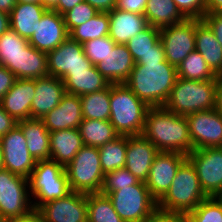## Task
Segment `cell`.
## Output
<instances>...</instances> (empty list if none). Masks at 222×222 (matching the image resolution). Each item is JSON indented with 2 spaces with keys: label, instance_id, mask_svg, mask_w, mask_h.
Returning a JSON list of instances; mask_svg holds the SVG:
<instances>
[{
  "label": "cell",
  "instance_id": "obj_1",
  "mask_svg": "<svg viewBox=\"0 0 222 222\" xmlns=\"http://www.w3.org/2000/svg\"><path fill=\"white\" fill-rule=\"evenodd\" d=\"M142 135L159 152H178L187 156L193 151L186 117L169 112L164 106L148 109Z\"/></svg>",
  "mask_w": 222,
  "mask_h": 222
},
{
  "label": "cell",
  "instance_id": "obj_2",
  "mask_svg": "<svg viewBox=\"0 0 222 222\" xmlns=\"http://www.w3.org/2000/svg\"><path fill=\"white\" fill-rule=\"evenodd\" d=\"M177 78V67L168 61L135 63L124 84L149 107H160L167 102Z\"/></svg>",
  "mask_w": 222,
  "mask_h": 222
},
{
  "label": "cell",
  "instance_id": "obj_3",
  "mask_svg": "<svg viewBox=\"0 0 222 222\" xmlns=\"http://www.w3.org/2000/svg\"><path fill=\"white\" fill-rule=\"evenodd\" d=\"M149 108L124 83L111 84L109 121L120 136L142 135Z\"/></svg>",
  "mask_w": 222,
  "mask_h": 222
},
{
  "label": "cell",
  "instance_id": "obj_4",
  "mask_svg": "<svg viewBox=\"0 0 222 222\" xmlns=\"http://www.w3.org/2000/svg\"><path fill=\"white\" fill-rule=\"evenodd\" d=\"M207 197L194 166L186 159L178 168L169 190L157 202V209L188 215Z\"/></svg>",
  "mask_w": 222,
  "mask_h": 222
},
{
  "label": "cell",
  "instance_id": "obj_5",
  "mask_svg": "<svg viewBox=\"0 0 222 222\" xmlns=\"http://www.w3.org/2000/svg\"><path fill=\"white\" fill-rule=\"evenodd\" d=\"M217 77L210 80H186L178 77L164 107L181 116L215 108Z\"/></svg>",
  "mask_w": 222,
  "mask_h": 222
},
{
  "label": "cell",
  "instance_id": "obj_6",
  "mask_svg": "<svg viewBox=\"0 0 222 222\" xmlns=\"http://www.w3.org/2000/svg\"><path fill=\"white\" fill-rule=\"evenodd\" d=\"M28 180L30 196L36 198V201L32 200L36 210L43 204L65 197L71 192L65 167L51 159L36 161Z\"/></svg>",
  "mask_w": 222,
  "mask_h": 222
},
{
  "label": "cell",
  "instance_id": "obj_7",
  "mask_svg": "<svg viewBox=\"0 0 222 222\" xmlns=\"http://www.w3.org/2000/svg\"><path fill=\"white\" fill-rule=\"evenodd\" d=\"M71 191L100 193L104 181L99 149L83 146L65 167Z\"/></svg>",
  "mask_w": 222,
  "mask_h": 222
},
{
  "label": "cell",
  "instance_id": "obj_8",
  "mask_svg": "<svg viewBox=\"0 0 222 222\" xmlns=\"http://www.w3.org/2000/svg\"><path fill=\"white\" fill-rule=\"evenodd\" d=\"M105 195L124 222H144L157 209V201L142 181L132 186L120 187L119 190Z\"/></svg>",
  "mask_w": 222,
  "mask_h": 222
},
{
  "label": "cell",
  "instance_id": "obj_9",
  "mask_svg": "<svg viewBox=\"0 0 222 222\" xmlns=\"http://www.w3.org/2000/svg\"><path fill=\"white\" fill-rule=\"evenodd\" d=\"M29 193V180L0 170V222L27 215L33 210Z\"/></svg>",
  "mask_w": 222,
  "mask_h": 222
},
{
  "label": "cell",
  "instance_id": "obj_10",
  "mask_svg": "<svg viewBox=\"0 0 222 222\" xmlns=\"http://www.w3.org/2000/svg\"><path fill=\"white\" fill-rule=\"evenodd\" d=\"M196 18L160 29V40L164 47L166 61L177 67L185 57L195 50Z\"/></svg>",
  "mask_w": 222,
  "mask_h": 222
},
{
  "label": "cell",
  "instance_id": "obj_11",
  "mask_svg": "<svg viewBox=\"0 0 222 222\" xmlns=\"http://www.w3.org/2000/svg\"><path fill=\"white\" fill-rule=\"evenodd\" d=\"M187 159L194 166L204 193L213 197L222 187V147L193 150Z\"/></svg>",
  "mask_w": 222,
  "mask_h": 222
},
{
  "label": "cell",
  "instance_id": "obj_12",
  "mask_svg": "<svg viewBox=\"0 0 222 222\" xmlns=\"http://www.w3.org/2000/svg\"><path fill=\"white\" fill-rule=\"evenodd\" d=\"M193 150L222 147V114L215 108L185 116Z\"/></svg>",
  "mask_w": 222,
  "mask_h": 222
},
{
  "label": "cell",
  "instance_id": "obj_13",
  "mask_svg": "<svg viewBox=\"0 0 222 222\" xmlns=\"http://www.w3.org/2000/svg\"><path fill=\"white\" fill-rule=\"evenodd\" d=\"M0 140L4 169L29 179L35 168L36 161L29 153L26 138L21 128L17 125L2 136Z\"/></svg>",
  "mask_w": 222,
  "mask_h": 222
},
{
  "label": "cell",
  "instance_id": "obj_14",
  "mask_svg": "<svg viewBox=\"0 0 222 222\" xmlns=\"http://www.w3.org/2000/svg\"><path fill=\"white\" fill-rule=\"evenodd\" d=\"M48 75L62 79L69 72L86 71L93 64L85 56L83 45L68 37L47 53Z\"/></svg>",
  "mask_w": 222,
  "mask_h": 222
},
{
  "label": "cell",
  "instance_id": "obj_15",
  "mask_svg": "<svg viewBox=\"0 0 222 222\" xmlns=\"http://www.w3.org/2000/svg\"><path fill=\"white\" fill-rule=\"evenodd\" d=\"M42 222H87V194L71 191L38 209Z\"/></svg>",
  "mask_w": 222,
  "mask_h": 222
},
{
  "label": "cell",
  "instance_id": "obj_16",
  "mask_svg": "<svg viewBox=\"0 0 222 222\" xmlns=\"http://www.w3.org/2000/svg\"><path fill=\"white\" fill-rule=\"evenodd\" d=\"M187 159L178 152H159L151 165L146 186L158 202L169 190L180 165Z\"/></svg>",
  "mask_w": 222,
  "mask_h": 222
},
{
  "label": "cell",
  "instance_id": "obj_17",
  "mask_svg": "<svg viewBox=\"0 0 222 222\" xmlns=\"http://www.w3.org/2000/svg\"><path fill=\"white\" fill-rule=\"evenodd\" d=\"M68 37L69 32L64 23L63 15L47 9L28 42L34 48L48 53L56 49Z\"/></svg>",
  "mask_w": 222,
  "mask_h": 222
},
{
  "label": "cell",
  "instance_id": "obj_18",
  "mask_svg": "<svg viewBox=\"0 0 222 222\" xmlns=\"http://www.w3.org/2000/svg\"><path fill=\"white\" fill-rule=\"evenodd\" d=\"M159 150L143 135L128 136L125 168L139 181L146 182L149 170Z\"/></svg>",
  "mask_w": 222,
  "mask_h": 222
},
{
  "label": "cell",
  "instance_id": "obj_19",
  "mask_svg": "<svg viewBox=\"0 0 222 222\" xmlns=\"http://www.w3.org/2000/svg\"><path fill=\"white\" fill-rule=\"evenodd\" d=\"M66 94L62 79L47 75L35 79V95L31 103V118L41 119L53 110Z\"/></svg>",
  "mask_w": 222,
  "mask_h": 222
},
{
  "label": "cell",
  "instance_id": "obj_20",
  "mask_svg": "<svg viewBox=\"0 0 222 222\" xmlns=\"http://www.w3.org/2000/svg\"><path fill=\"white\" fill-rule=\"evenodd\" d=\"M41 120L49 132L79 128L83 120L80 96L66 93Z\"/></svg>",
  "mask_w": 222,
  "mask_h": 222
},
{
  "label": "cell",
  "instance_id": "obj_21",
  "mask_svg": "<svg viewBox=\"0 0 222 222\" xmlns=\"http://www.w3.org/2000/svg\"><path fill=\"white\" fill-rule=\"evenodd\" d=\"M35 95V79H17L0 101L16 121L31 119V103Z\"/></svg>",
  "mask_w": 222,
  "mask_h": 222
},
{
  "label": "cell",
  "instance_id": "obj_22",
  "mask_svg": "<svg viewBox=\"0 0 222 222\" xmlns=\"http://www.w3.org/2000/svg\"><path fill=\"white\" fill-rule=\"evenodd\" d=\"M134 64L127 46L116 44L104 61L98 63L96 67L110 84H121L128 79Z\"/></svg>",
  "mask_w": 222,
  "mask_h": 222
},
{
  "label": "cell",
  "instance_id": "obj_23",
  "mask_svg": "<svg viewBox=\"0 0 222 222\" xmlns=\"http://www.w3.org/2000/svg\"><path fill=\"white\" fill-rule=\"evenodd\" d=\"M108 16L110 19L108 36L116 44H126L130 38L148 26L143 14L122 11L116 7L108 12Z\"/></svg>",
  "mask_w": 222,
  "mask_h": 222
},
{
  "label": "cell",
  "instance_id": "obj_24",
  "mask_svg": "<svg viewBox=\"0 0 222 222\" xmlns=\"http://www.w3.org/2000/svg\"><path fill=\"white\" fill-rule=\"evenodd\" d=\"M84 146L78 128L50 132V159L66 167Z\"/></svg>",
  "mask_w": 222,
  "mask_h": 222
},
{
  "label": "cell",
  "instance_id": "obj_25",
  "mask_svg": "<svg viewBox=\"0 0 222 222\" xmlns=\"http://www.w3.org/2000/svg\"><path fill=\"white\" fill-rule=\"evenodd\" d=\"M26 138L27 148L35 161L50 159V132L41 119L17 121Z\"/></svg>",
  "mask_w": 222,
  "mask_h": 222
},
{
  "label": "cell",
  "instance_id": "obj_26",
  "mask_svg": "<svg viewBox=\"0 0 222 222\" xmlns=\"http://www.w3.org/2000/svg\"><path fill=\"white\" fill-rule=\"evenodd\" d=\"M195 50L206 61L210 69L218 76L222 75V46L209 26L196 18Z\"/></svg>",
  "mask_w": 222,
  "mask_h": 222
},
{
  "label": "cell",
  "instance_id": "obj_27",
  "mask_svg": "<svg viewBox=\"0 0 222 222\" xmlns=\"http://www.w3.org/2000/svg\"><path fill=\"white\" fill-rule=\"evenodd\" d=\"M62 81L66 93L77 96L99 92L111 85L94 65L86 71L69 72Z\"/></svg>",
  "mask_w": 222,
  "mask_h": 222
},
{
  "label": "cell",
  "instance_id": "obj_28",
  "mask_svg": "<svg viewBox=\"0 0 222 222\" xmlns=\"http://www.w3.org/2000/svg\"><path fill=\"white\" fill-rule=\"evenodd\" d=\"M46 10L42 4L16 3L9 14L10 28L21 37L29 40Z\"/></svg>",
  "mask_w": 222,
  "mask_h": 222
},
{
  "label": "cell",
  "instance_id": "obj_29",
  "mask_svg": "<svg viewBox=\"0 0 222 222\" xmlns=\"http://www.w3.org/2000/svg\"><path fill=\"white\" fill-rule=\"evenodd\" d=\"M143 15L148 25L159 29L186 19L173 0H147Z\"/></svg>",
  "mask_w": 222,
  "mask_h": 222
},
{
  "label": "cell",
  "instance_id": "obj_30",
  "mask_svg": "<svg viewBox=\"0 0 222 222\" xmlns=\"http://www.w3.org/2000/svg\"><path fill=\"white\" fill-rule=\"evenodd\" d=\"M47 75V53L28 44L17 57V79H37Z\"/></svg>",
  "mask_w": 222,
  "mask_h": 222
},
{
  "label": "cell",
  "instance_id": "obj_31",
  "mask_svg": "<svg viewBox=\"0 0 222 222\" xmlns=\"http://www.w3.org/2000/svg\"><path fill=\"white\" fill-rule=\"evenodd\" d=\"M78 129L84 146L99 148L120 136L109 120L83 119Z\"/></svg>",
  "mask_w": 222,
  "mask_h": 222
},
{
  "label": "cell",
  "instance_id": "obj_32",
  "mask_svg": "<svg viewBox=\"0 0 222 222\" xmlns=\"http://www.w3.org/2000/svg\"><path fill=\"white\" fill-rule=\"evenodd\" d=\"M29 44L26 38L9 28L0 36V64L17 78V57Z\"/></svg>",
  "mask_w": 222,
  "mask_h": 222
},
{
  "label": "cell",
  "instance_id": "obj_33",
  "mask_svg": "<svg viewBox=\"0 0 222 222\" xmlns=\"http://www.w3.org/2000/svg\"><path fill=\"white\" fill-rule=\"evenodd\" d=\"M111 85L99 92L80 96L83 119L109 120Z\"/></svg>",
  "mask_w": 222,
  "mask_h": 222
},
{
  "label": "cell",
  "instance_id": "obj_34",
  "mask_svg": "<svg viewBox=\"0 0 222 222\" xmlns=\"http://www.w3.org/2000/svg\"><path fill=\"white\" fill-rule=\"evenodd\" d=\"M127 144L128 136H119L98 148L104 175L125 166Z\"/></svg>",
  "mask_w": 222,
  "mask_h": 222
},
{
  "label": "cell",
  "instance_id": "obj_35",
  "mask_svg": "<svg viewBox=\"0 0 222 222\" xmlns=\"http://www.w3.org/2000/svg\"><path fill=\"white\" fill-rule=\"evenodd\" d=\"M110 19L108 12H99L96 16L75 27L69 37L80 44L109 35Z\"/></svg>",
  "mask_w": 222,
  "mask_h": 222
},
{
  "label": "cell",
  "instance_id": "obj_36",
  "mask_svg": "<svg viewBox=\"0 0 222 222\" xmlns=\"http://www.w3.org/2000/svg\"><path fill=\"white\" fill-rule=\"evenodd\" d=\"M177 76L186 80H210L217 75L210 69L203 56L196 50L189 53L177 66Z\"/></svg>",
  "mask_w": 222,
  "mask_h": 222
},
{
  "label": "cell",
  "instance_id": "obj_37",
  "mask_svg": "<svg viewBox=\"0 0 222 222\" xmlns=\"http://www.w3.org/2000/svg\"><path fill=\"white\" fill-rule=\"evenodd\" d=\"M87 222H124L116 213L109 197L101 193L87 194Z\"/></svg>",
  "mask_w": 222,
  "mask_h": 222
},
{
  "label": "cell",
  "instance_id": "obj_38",
  "mask_svg": "<svg viewBox=\"0 0 222 222\" xmlns=\"http://www.w3.org/2000/svg\"><path fill=\"white\" fill-rule=\"evenodd\" d=\"M160 40V29L148 25L144 30L138 32L125 44L136 62L152 50V47Z\"/></svg>",
  "mask_w": 222,
  "mask_h": 222
},
{
  "label": "cell",
  "instance_id": "obj_39",
  "mask_svg": "<svg viewBox=\"0 0 222 222\" xmlns=\"http://www.w3.org/2000/svg\"><path fill=\"white\" fill-rule=\"evenodd\" d=\"M187 217L188 222H222V204L214 196L207 197Z\"/></svg>",
  "mask_w": 222,
  "mask_h": 222
},
{
  "label": "cell",
  "instance_id": "obj_40",
  "mask_svg": "<svg viewBox=\"0 0 222 222\" xmlns=\"http://www.w3.org/2000/svg\"><path fill=\"white\" fill-rule=\"evenodd\" d=\"M140 181L125 167L114 170L104 175L101 194L119 190L120 187H127L138 184Z\"/></svg>",
  "mask_w": 222,
  "mask_h": 222
},
{
  "label": "cell",
  "instance_id": "obj_41",
  "mask_svg": "<svg viewBox=\"0 0 222 222\" xmlns=\"http://www.w3.org/2000/svg\"><path fill=\"white\" fill-rule=\"evenodd\" d=\"M83 45L85 56L94 66L104 61L109 51H112L116 43L109 37L104 36L85 42Z\"/></svg>",
  "mask_w": 222,
  "mask_h": 222
},
{
  "label": "cell",
  "instance_id": "obj_42",
  "mask_svg": "<svg viewBox=\"0 0 222 222\" xmlns=\"http://www.w3.org/2000/svg\"><path fill=\"white\" fill-rule=\"evenodd\" d=\"M99 12L89 3L83 1L63 14L64 23L70 33L75 27L84 24Z\"/></svg>",
  "mask_w": 222,
  "mask_h": 222
},
{
  "label": "cell",
  "instance_id": "obj_43",
  "mask_svg": "<svg viewBox=\"0 0 222 222\" xmlns=\"http://www.w3.org/2000/svg\"><path fill=\"white\" fill-rule=\"evenodd\" d=\"M186 18L202 19L206 13V0H173Z\"/></svg>",
  "mask_w": 222,
  "mask_h": 222
},
{
  "label": "cell",
  "instance_id": "obj_44",
  "mask_svg": "<svg viewBox=\"0 0 222 222\" xmlns=\"http://www.w3.org/2000/svg\"><path fill=\"white\" fill-rule=\"evenodd\" d=\"M202 20L209 26L222 46V11L205 13Z\"/></svg>",
  "mask_w": 222,
  "mask_h": 222
},
{
  "label": "cell",
  "instance_id": "obj_45",
  "mask_svg": "<svg viewBox=\"0 0 222 222\" xmlns=\"http://www.w3.org/2000/svg\"><path fill=\"white\" fill-rule=\"evenodd\" d=\"M144 222H188L187 215L156 209Z\"/></svg>",
  "mask_w": 222,
  "mask_h": 222
},
{
  "label": "cell",
  "instance_id": "obj_46",
  "mask_svg": "<svg viewBox=\"0 0 222 222\" xmlns=\"http://www.w3.org/2000/svg\"><path fill=\"white\" fill-rule=\"evenodd\" d=\"M166 61L164 47L159 40L153 47L152 50L143 56V58H139L135 63L136 64H146V62H163Z\"/></svg>",
  "mask_w": 222,
  "mask_h": 222
},
{
  "label": "cell",
  "instance_id": "obj_47",
  "mask_svg": "<svg viewBox=\"0 0 222 222\" xmlns=\"http://www.w3.org/2000/svg\"><path fill=\"white\" fill-rule=\"evenodd\" d=\"M16 80V76L11 73L5 66L0 64V101L2 100L3 96L12 88Z\"/></svg>",
  "mask_w": 222,
  "mask_h": 222
},
{
  "label": "cell",
  "instance_id": "obj_48",
  "mask_svg": "<svg viewBox=\"0 0 222 222\" xmlns=\"http://www.w3.org/2000/svg\"><path fill=\"white\" fill-rule=\"evenodd\" d=\"M146 4L147 0H117L116 8L122 11L144 14Z\"/></svg>",
  "mask_w": 222,
  "mask_h": 222
},
{
  "label": "cell",
  "instance_id": "obj_49",
  "mask_svg": "<svg viewBox=\"0 0 222 222\" xmlns=\"http://www.w3.org/2000/svg\"><path fill=\"white\" fill-rule=\"evenodd\" d=\"M17 126V121L10 116L5 110H3L0 103V138L6 135L14 127Z\"/></svg>",
  "mask_w": 222,
  "mask_h": 222
},
{
  "label": "cell",
  "instance_id": "obj_50",
  "mask_svg": "<svg viewBox=\"0 0 222 222\" xmlns=\"http://www.w3.org/2000/svg\"><path fill=\"white\" fill-rule=\"evenodd\" d=\"M98 12H110L117 6V0H84Z\"/></svg>",
  "mask_w": 222,
  "mask_h": 222
},
{
  "label": "cell",
  "instance_id": "obj_51",
  "mask_svg": "<svg viewBox=\"0 0 222 222\" xmlns=\"http://www.w3.org/2000/svg\"><path fill=\"white\" fill-rule=\"evenodd\" d=\"M5 222H42V219H41L39 211L36 209H33L27 215L12 218V219L6 220Z\"/></svg>",
  "mask_w": 222,
  "mask_h": 222
},
{
  "label": "cell",
  "instance_id": "obj_52",
  "mask_svg": "<svg viewBox=\"0 0 222 222\" xmlns=\"http://www.w3.org/2000/svg\"><path fill=\"white\" fill-rule=\"evenodd\" d=\"M83 1L84 0H59L57 6L53 10L58 12L60 15H63Z\"/></svg>",
  "mask_w": 222,
  "mask_h": 222
},
{
  "label": "cell",
  "instance_id": "obj_53",
  "mask_svg": "<svg viewBox=\"0 0 222 222\" xmlns=\"http://www.w3.org/2000/svg\"><path fill=\"white\" fill-rule=\"evenodd\" d=\"M215 109L222 114V75L217 76Z\"/></svg>",
  "mask_w": 222,
  "mask_h": 222
},
{
  "label": "cell",
  "instance_id": "obj_54",
  "mask_svg": "<svg viewBox=\"0 0 222 222\" xmlns=\"http://www.w3.org/2000/svg\"><path fill=\"white\" fill-rule=\"evenodd\" d=\"M10 28V15L0 11V36Z\"/></svg>",
  "mask_w": 222,
  "mask_h": 222
},
{
  "label": "cell",
  "instance_id": "obj_55",
  "mask_svg": "<svg viewBox=\"0 0 222 222\" xmlns=\"http://www.w3.org/2000/svg\"><path fill=\"white\" fill-rule=\"evenodd\" d=\"M222 11V0H206V13Z\"/></svg>",
  "mask_w": 222,
  "mask_h": 222
},
{
  "label": "cell",
  "instance_id": "obj_56",
  "mask_svg": "<svg viewBox=\"0 0 222 222\" xmlns=\"http://www.w3.org/2000/svg\"><path fill=\"white\" fill-rule=\"evenodd\" d=\"M16 5V0H0V11L11 13Z\"/></svg>",
  "mask_w": 222,
  "mask_h": 222
},
{
  "label": "cell",
  "instance_id": "obj_57",
  "mask_svg": "<svg viewBox=\"0 0 222 222\" xmlns=\"http://www.w3.org/2000/svg\"><path fill=\"white\" fill-rule=\"evenodd\" d=\"M59 0H41V4L46 8V9H50L53 10L57 4H58Z\"/></svg>",
  "mask_w": 222,
  "mask_h": 222
},
{
  "label": "cell",
  "instance_id": "obj_58",
  "mask_svg": "<svg viewBox=\"0 0 222 222\" xmlns=\"http://www.w3.org/2000/svg\"><path fill=\"white\" fill-rule=\"evenodd\" d=\"M16 3H35V4H41V0H16Z\"/></svg>",
  "mask_w": 222,
  "mask_h": 222
},
{
  "label": "cell",
  "instance_id": "obj_59",
  "mask_svg": "<svg viewBox=\"0 0 222 222\" xmlns=\"http://www.w3.org/2000/svg\"><path fill=\"white\" fill-rule=\"evenodd\" d=\"M2 169H4V165H3V152H2L1 140H0V170Z\"/></svg>",
  "mask_w": 222,
  "mask_h": 222
},
{
  "label": "cell",
  "instance_id": "obj_60",
  "mask_svg": "<svg viewBox=\"0 0 222 222\" xmlns=\"http://www.w3.org/2000/svg\"><path fill=\"white\" fill-rule=\"evenodd\" d=\"M214 197L222 204V187H221V189L214 195Z\"/></svg>",
  "mask_w": 222,
  "mask_h": 222
}]
</instances>
